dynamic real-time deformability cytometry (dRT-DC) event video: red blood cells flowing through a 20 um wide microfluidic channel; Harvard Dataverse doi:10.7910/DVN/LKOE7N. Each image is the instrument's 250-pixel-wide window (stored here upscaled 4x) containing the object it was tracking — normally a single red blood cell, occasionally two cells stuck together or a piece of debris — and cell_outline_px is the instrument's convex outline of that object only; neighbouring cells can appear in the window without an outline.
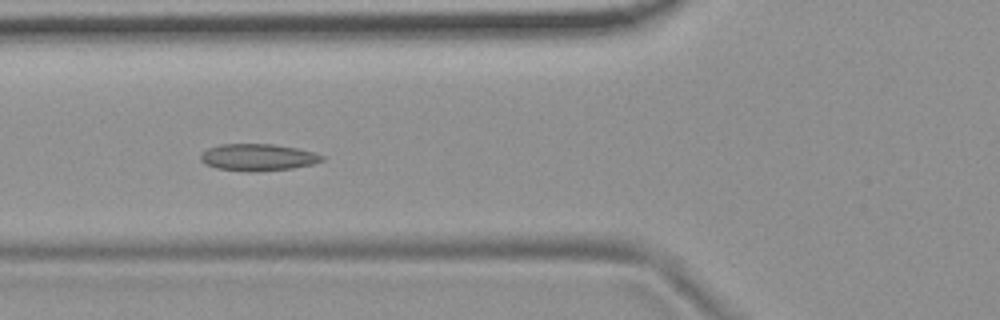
{"species": "common noctule bat (a hibernating species)", "species_latin": "Nyctalus noctula", "temperature_condition": "room temperature", "stored_images_in_passage": 55, "camera_frame_rate_fps": 3000, "um_per_image_px": 0.085, "animal": {"sex": "female", "body_mass_g": 19.9}, "frame": {"image": 1, "passage_image": 21, "time_ms": 6.667, "image_size_px": [1000, 320], "cell_outline_px": [[324, 160], [312, 164], [292, 168], [256, 172], [248, 172], [216, 168], [204, 164], [200, 160], [200, 152], [208, 148], [220, 144], [272, 144], [296, 148], [312, 152], [324, 156]], "centroid_in_image_um": [21.86, 13.38], "position_along_channel_um": 103.9, "area_um2": 19.13}}
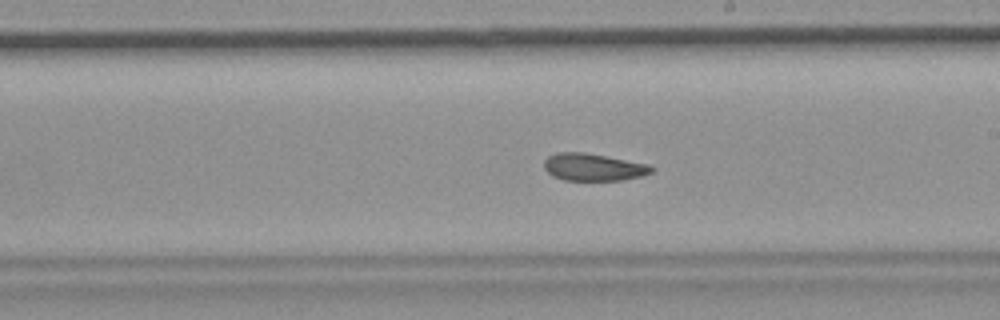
{"frame": {"image": 2, "passage_image": 32, "time_ms": 10.333, "image_size_px": [1000, 320], "cell_outline_px": [[656, 168], [652, 172], [640, 176], [620, 180], [564, 180], [552, 176], [544, 168], [544, 160], [548, 156], [556, 152], [584, 152], [648, 164]], "centroid_in_image_um": [50.41, 14.2], "position_along_channel_um": 238.6, "area_um2": 17.05}}
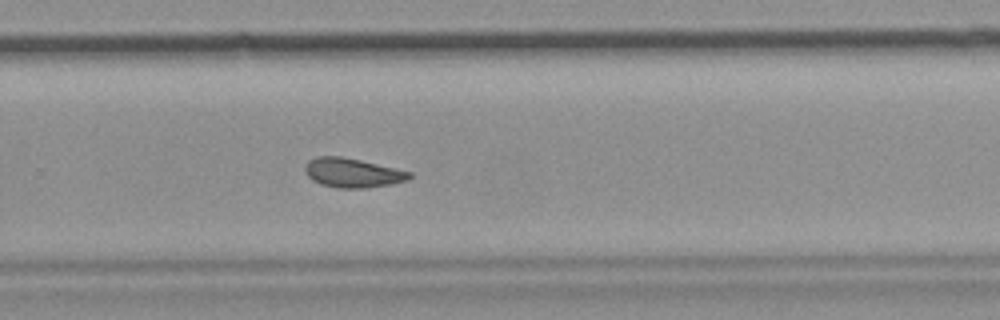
{"frame": {"image": 3, "passage_image": 37, "time_ms": 12.0, "image_size_px": [1000, 320], "cell_outline_px": [[412, 176], [408, 180], [392, 184], [364, 188], [336, 188], [320, 184], [312, 180], [308, 176], [304, 168], [308, 160], [316, 156], [340, 156], [360, 160], [396, 168], [412, 172]], "centroid_in_image_um": [29.96, 14.69], "position_along_channel_um": 299.8, "area_um2": 17.92}, "authors_computed_cell_mechanics": {"area_um2": 18.496, "velocity_mm_per_s": 3.6863, "shape_relaxation_time_tau1_ms": 10.1211, "shape_relaxation_time_tau2_ms": 2.9279, "deformation_change_tau1": 0.1615, "deformation_change_tau2": 0.0841}}